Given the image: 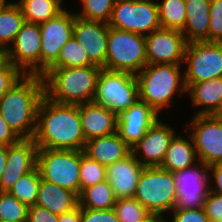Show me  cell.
<instances>
[{
	"label": "cell",
	"mask_w": 222,
	"mask_h": 222,
	"mask_svg": "<svg viewBox=\"0 0 222 222\" xmlns=\"http://www.w3.org/2000/svg\"><path fill=\"white\" fill-rule=\"evenodd\" d=\"M32 139L38 149L83 150L86 141L78 105L57 103L44 95Z\"/></svg>",
	"instance_id": "obj_1"
},
{
	"label": "cell",
	"mask_w": 222,
	"mask_h": 222,
	"mask_svg": "<svg viewBox=\"0 0 222 222\" xmlns=\"http://www.w3.org/2000/svg\"><path fill=\"white\" fill-rule=\"evenodd\" d=\"M43 96V77L24 75L0 99V115L20 139L33 138Z\"/></svg>",
	"instance_id": "obj_2"
},
{
	"label": "cell",
	"mask_w": 222,
	"mask_h": 222,
	"mask_svg": "<svg viewBox=\"0 0 222 222\" xmlns=\"http://www.w3.org/2000/svg\"><path fill=\"white\" fill-rule=\"evenodd\" d=\"M99 66L48 68L42 75L44 95L61 104L93 102Z\"/></svg>",
	"instance_id": "obj_3"
},
{
	"label": "cell",
	"mask_w": 222,
	"mask_h": 222,
	"mask_svg": "<svg viewBox=\"0 0 222 222\" xmlns=\"http://www.w3.org/2000/svg\"><path fill=\"white\" fill-rule=\"evenodd\" d=\"M180 67L177 64H147L136 74L139 99L146 102L157 114L171 105L173 94L177 90H180V94L186 92Z\"/></svg>",
	"instance_id": "obj_4"
},
{
	"label": "cell",
	"mask_w": 222,
	"mask_h": 222,
	"mask_svg": "<svg viewBox=\"0 0 222 222\" xmlns=\"http://www.w3.org/2000/svg\"><path fill=\"white\" fill-rule=\"evenodd\" d=\"M152 215L172 211L177 200L175 173L159 166L144 167L134 195Z\"/></svg>",
	"instance_id": "obj_5"
},
{
	"label": "cell",
	"mask_w": 222,
	"mask_h": 222,
	"mask_svg": "<svg viewBox=\"0 0 222 222\" xmlns=\"http://www.w3.org/2000/svg\"><path fill=\"white\" fill-rule=\"evenodd\" d=\"M147 65L143 35L109 27L104 69L138 74Z\"/></svg>",
	"instance_id": "obj_6"
},
{
	"label": "cell",
	"mask_w": 222,
	"mask_h": 222,
	"mask_svg": "<svg viewBox=\"0 0 222 222\" xmlns=\"http://www.w3.org/2000/svg\"><path fill=\"white\" fill-rule=\"evenodd\" d=\"M81 150L38 149L41 179L80 194Z\"/></svg>",
	"instance_id": "obj_7"
},
{
	"label": "cell",
	"mask_w": 222,
	"mask_h": 222,
	"mask_svg": "<svg viewBox=\"0 0 222 222\" xmlns=\"http://www.w3.org/2000/svg\"><path fill=\"white\" fill-rule=\"evenodd\" d=\"M139 100L136 75L128 72L101 69L93 102L117 115Z\"/></svg>",
	"instance_id": "obj_8"
},
{
	"label": "cell",
	"mask_w": 222,
	"mask_h": 222,
	"mask_svg": "<svg viewBox=\"0 0 222 222\" xmlns=\"http://www.w3.org/2000/svg\"><path fill=\"white\" fill-rule=\"evenodd\" d=\"M108 24L111 28L146 36L161 28L157 2L116 0Z\"/></svg>",
	"instance_id": "obj_9"
},
{
	"label": "cell",
	"mask_w": 222,
	"mask_h": 222,
	"mask_svg": "<svg viewBox=\"0 0 222 222\" xmlns=\"http://www.w3.org/2000/svg\"><path fill=\"white\" fill-rule=\"evenodd\" d=\"M183 63L186 89L195 83L222 77V42L195 41L187 43Z\"/></svg>",
	"instance_id": "obj_10"
},
{
	"label": "cell",
	"mask_w": 222,
	"mask_h": 222,
	"mask_svg": "<svg viewBox=\"0 0 222 222\" xmlns=\"http://www.w3.org/2000/svg\"><path fill=\"white\" fill-rule=\"evenodd\" d=\"M10 61L24 75H41V32L39 24L26 22L6 51Z\"/></svg>",
	"instance_id": "obj_11"
},
{
	"label": "cell",
	"mask_w": 222,
	"mask_h": 222,
	"mask_svg": "<svg viewBox=\"0 0 222 222\" xmlns=\"http://www.w3.org/2000/svg\"><path fill=\"white\" fill-rule=\"evenodd\" d=\"M189 128L198 160L212 165L222 161V115H194Z\"/></svg>",
	"instance_id": "obj_12"
},
{
	"label": "cell",
	"mask_w": 222,
	"mask_h": 222,
	"mask_svg": "<svg viewBox=\"0 0 222 222\" xmlns=\"http://www.w3.org/2000/svg\"><path fill=\"white\" fill-rule=\"evenodd\" d=\"M209 165L198 161L190 168L175 172L177 200L174 209L203 208L210 192Z\"/></svg>",
	"instance_id": "obj_13"
},
{
	"label": "cell",
	"mask_w": 222,
	"mask_h": 222,
	"mask_svg": "<svg viewBox=\"0 0 222 222\" xmlns=\"http://www.w3.org/2000/svg\"><path fill=\"white\" fill-rule=\"evenodd\" d=\"M75 14L63 10L39 24L41 32V76L57 60L61 48L73 37Z\"/></svg>",
	"instance_id": "obj_14"
},
{
	"label": "cell",
	"mask_w": 222,
	"mask_h": 222,
	"mask_svg": "<svg viewBox=\"0 0 222 222\" xmlns=\"http://www.w3.org/2000/svg\"><path fill=\"white\" fill-rule=\"evenodd\" d=\"M144 37L147 64H184L187 42L181 31L160 28Z\"/></svg>",
	"instance_id": "obj_15"
},
{
	"label": "cell",
	"mask_w": 222,
	"mask_h": 222,
	"mask_svg": "<svg viewBox=\"0 0 222 222\" xmlns=\"http://www.w3.org/2000/svg\"><path fill=\"white\" fill-rule=\"evenodd\" d=\"M109 24L102 21L85 20L75 15L73 37L84 48L89 60L104 69Z\"/></svg>",
	"instance_id": "obj_16"
},
{
	"label": "cell",
	"mask_w": 222,
	"mask_h": 222,
	"mask_svg": "<svg viewBox=\"0 0 222 222\" xmlns=\"http://www.w3.org/2000/svg\"><path fill=\"white\" fill-rule=\"evenodd\" d=\"M38 147L31 139L7 146L6 168L0 177V191L8 192L16 181L37 166Z\"/></svg>",
	"instance_id": "obj_17"
},
{
	"label": "cell",
	"mask_w": 222,
	"mask_h": 222,
	"mask_svg": "<svg viewBox=\"0 0 222 222\" xmlns=\"http://www.w3.org/2000/svg\"><path fill=\"white\" fill-rule=\"evenodd\" d=\"M158 114L144 101L138 100L117 115V132L132 149L158 120Z\"/></svg>",
	"instance_id": "obj_18"
},
{
	"label": "cell",
	"mask_w": 222,
	"mask_h": 222,
	"mask_svg": "<svg viewBox=\"0 0 222 222\" xmlns=\"http://www.w3.org/2000/svg\"><path fill=\"white\" fill-rule=\"evenodd\" d=\"M175 134L173 128L158 119L131 151L144 167L160 166Z\"/></svg>",
	"instance_id": "obj_19"
},
{
	"label": "cell",
	"mask_w": 222,
	"mask_h": 222,
	"mask_svg": "<svg viewBox=\"0 0 222 222\" xmlns=\"http://www.w3.org/2000/svg\"><path fill=\"white\" fill-rule=\"evenodd\" d=\"M143 168L132 152L124 159L106 167V180L116 199L134 197Z\"/></svg>",
	"instance_id": "obj_20"
},
{
	"label": "cell",
	"mask_w": 222,
	"mask_h": 222,
	"mask_svg": "<svg viewBox=\"0 0 222 222\" xmlns=\"http://www.w3.org/2000/svg\"><path fill=\"white\" fill-rule=\"evenodd\" d=\"M85 141L117 132V114L94 102L78 104Z\"/></svg>",
	"instance_id": "obj_21"
},
{
	"label": "cell",
	"mask_w": 222,
	"mask_h": 222,
	"mask_svg": "<svg viewBox=\"0 0 222 222\" xmlns=\"http://www.w3.org/2000/svg\"><path fill=\"white\" fill-rule=\"evenodd\" d=\"M83 151L104 167L124 159L132 152L118 132L86 141Z\"/></svg>",
	"instance_id": "obj_22"
},
{
	"label": "cell",
	"mask_w": 222,
	"mask_h": 222,
	"mask_svg": "<svg viewBox=\"0 0 222 222\" xmlns=\"http://www.w3.org/2000/svg\"><path fill=\"white\" fill-rule=\"evenodd\" d=\"M190 93L193 106H203L196 115H222V77L191 84Z\"/></svg>",
	"instance_id": "obj_23"
},
{
	"label": "cell",
	"mask_w": 222,
	"mask_h": 222,
	"mask_svg": "<svg viewBox=\"0 0 222 222\" xmlns=\"http://www.w3.org/2000/svg\"><path fill=\"white\" fill-rule=\"evenodd\" d=\"M211 0H185L186 22L181 31L187 43L208 41Z\"/></svg>",
	"instance_id": "obj_24"
},
{
	"label": "cell",
	"mask_w": 222,
	"mask_h": 222,
	"mask_svg": "<svg viewBox=\"0 0 222 222\" xmlns=\"http://www.w3.org/2000/svg\"><path fill=\"white\" fill-rule=\"evenodd\" d=\"M36 205L61 215L79 205L78 195L54 183L40 179Z\"/></svg>",
	"instance_id": "obj_25"
},
{
	"label": "cell",
	"mask_w": 222,
	"mask_h": 222,
	"mask_svg": "<svg viewBox=\"0 0 222 222\" xmlns=\"http://www.w3.org/2000/svg\"><path fill=\"white\" fill-rule=\"evenodd\" d=\"M184 138L180 135L173 137L159 167L175 173L190 168L199 161L191 135V140Z\"/></svg>",
	"instance_id": "obj_26"
},
{
	"label": "cell",
	"mask_w": 222,
	"mask_h": 222,
	"mask_svg": "<svg viewBox=\"0 0 222 222\" xmlns=\"http://www.w3.org/2000/svg\"><path fill=\"white\" fill-rule=\"evenodd\" d=\"M24 23L25 18L18 2L7 3L0 11V48L7 51Z\"/></svg>",
	"instance_id": "obj_27"
},
{
	"label": "cell",
	"mask_w": 222,
	"mask_h": 222,
	"mask_svg": "<svg viewBox=\"0 0 222 222\" xmlns=\"http://www.w3.org/2000/svg\"><path fill=\"white\" fill-rule=\"evenodd\" d=\"M79 206L92 210H109L114 207L116 198L107 180L84 188L79 196Z\"/></svg>",
	"instance_id": "obj_28"
},
{
	"label": "cell",
	"mask_w": 222,
	"mask_h": 222,
	"mask_svg": "<svg viewBox=\"0 0 222 222\" xmlns=\"http://www.w3.org/2000/svg\"><path fill=\"white\" fill-rule=\"evenodd\" d=\"M63 0H20L19 6L26 22L41 24L57 16Z\"/></svg>",
	"instance_id": "obj_29"
},
{
	"label": "cell",
	"mask_w": 222,
	"mask_h": 222,
	"mask_svg": "<svg viewBox=\"0 0 222 222\" xmlns=\"http://www.w3.org/2000/svg\"><path fill=\"white\" fill-rule=\"evenodd\" d=\"M161 28L182 31L186 22L185 0H163L157 3Z\"/></svg>",
	"instance_id": "obj_30"
},
{
	"label": "cell",
	"mask_w": 222,
	"mask_h": 222,
	"mask_svg": "<svg viewBox=\"0 0 222 222\" xmlns=\"http://www.w3.org/2000/svg\"><path fill=\"white\" fill-rule=\"evenodd\" d=\"M40 179L36 166L32 171L22 175L8 192L27 206H33L37 201Z\"/></svg>",
	"instance_id": "obj_31"
},
{
	"label": "cell",
	"mask_w": 222,
	"mask_h": 222,
	"mask_svg": "<svg viewBox=\"0 0 222 222\" xmlns=\"http://www.w3.org/2000/svg\"><path fill=\"white\" fill-rule=\"evenodd\" d=\"M95 66L88 58L84 48L72 37L61 48L57 60L49 68Z\"/></svg>",
	"instance_id": "obj_32"
},
{
	"label": "cell",
	"mask_w": 222,
	"mask_h": 222,
	"mask_svg": "<svg viewBox=\"0 0 222 222\" xmlns=\"http://www.w3.org/2000/svg\"><path fill=\"white\" fill-rule=\"evenodd\" d=\"M29 206L20 202L9 192L0 191V220L27 222Z\"/></svg>",
	"instance_id": "obj_33"
},
{
	"label": "cell",
	"mask_w": 222,
	"mask_h": 222,
	"mask_svg": "<svg viewBox=\"0 0 222 222\" xmlns=\"http://www.w3.org/2000/svg\"><path fill=\"white\" fill-rule=\"evenodd\" d=\"M119 222H142L150 213L136 198H119L113 207Z\"/></svg>",
	"instance_id": "obj_34"
},
{
	"label": "cell",
	"mask_w": 222,
	"mask_h": 222,
	"mask_svg": "<svg viewBox=\"0 0 222 222\" xmlns=\"http://www.w3.org/2000/svg\"><path fill=\"white\" fill-rule=\"evenodd\" d=\"M80 192L87 187L106 180V167L90 158L81 150Z\"/></svg>",
	"instance_id": "obj_35"
},
{
	"label": "cell",
	"mask_w": 222,
	"mask_h": 222,
	"mask_svg": "<svg viewBox=\"0 0 222 222\" xmlns=\"http://www.w3.org/2000/svg\"><path fill=\"white\" fill-rule=\"evenodd\" d=\"M82 11L76 16L85 20L102 21L109 23L112 9L116 0H81Z\"/></svg>",
	"instance_id": "obj_36"
},
{
	"label": "cell",
	"mask_w": 222,
	"mask_h": 222,
	"mask_svg": "<svg viewBox=\"0 0 222 222\" xmlns=\"http://www.w3.org/2000/svg\"><path fill=\"white\" fill-rule=\"evenodd\" d=\"M208 42H222V0H211Z\"/></svg>",
	"instance_id": "obj_37"
},
{
	"label": "cell",
	"mask_w": 222,
	"mask_h": 222,
	"mask_svg": "<svg viewBox=\"0 0 222 222\" xmlns=\"http://www.w3.org/2000/svg\"><path fill=\"white\" fill-rule=\"evenodd\" d=\"M24 74L10 61L5 60L0 65V99L15 85Z\"/></svg>",
	"instance_id": "obj_38"
},
{
	"label": "cell",
	"mask_w": 222,
	"mask_h": 222,
	"mask_svg": "<svg viewBox=\"0 0 222 222\" xmlns=\"http://www.w3.org/2000/svg\"><path fill=\"white\" fill-rule=\"evenodd\" d=\"M172 222H210L204 208L173 209Z\"/></svg>",
	"instance_id": "obj_39"
},
{
	"label": "cell",
	"mask_w": 222,
	"mask_h": 222,
	"mask_svg": "<svg viewBox=\"0 0 222 222\" xmlns=\"http://www.w3.org/2000/svg\"><path fill=\"white\" fill-rule=\"evenodd\" d=\"M81 222H119L114 209L92 210L81 208Z\"/></svg>",
	"instance_id": "obj_40"
},
{
	"label": "cell",
	"mask_w": 222,
	"mask_h": 222,
	"mask_svg": "<svg viewBox=\"0 0 222 222\" xmlns=\"http://www.w3.org/2000/svg\"><path fill=\"white\" fill-rule=\"evenodd\" d=\"M203 208L210 222H216L222 218V195L209 192Z\"/></svg>",
	"instance_id": "obj_41"
},
{
	"label": "cell",
	"mask_w": 222,
	"mask_h": 222,
	"mask_svg": "<svg viewBox=\"0 0 222 222\" xmlns=\"http://www.w3.org/2000/svg\"><path fill=\"white\" fill-rule=\"evenodd\" d=\"M58 216L39 205L29 206L27 222H58Z\"/></svg>",
	"instance_id": "obj_42"
},
{
	"label": "cell",
	"mask_w": 222,
	"mask_h": 222,
	"mask_svg": "<svg viewBox=\"0 0 222 222\" xmlns=\"http://www.w3.org/2000/svg\"><path fill=\"white\" fill-rule=\"evenodd\" d=\"M20 138L11 130L0 115V145L10 146L16 144Z\"/></svg>",
	"instance_id": "obj_43"
},
{
	"label": "cell",
	"mask_w": 222,
	"mask_h": 222,
	"mask_svg": "<svg viewBox=\"0 0 222 222\" xmlns=\"http://www.w3.org/2000/svg\"><path fill=\"white\" fill-rule=\"evenodd\" d=\"M209 170L216 183V187H210V192L222 195V161L210 165Z\"/></svg>",
	"instance_id": "obj_44"
},
{
	"label": "cell",
	"mask_w": 222,
	"mask_h": 222,
	"mask_svg": "<svg viewBox=\"0 0 222 222\" xmlns=\"http://www.w3.org/2000/svg\"><path fill=\"white\" fill-rule=\"evenodd\" d=\"M58 222H81V207L65 212L58 216Z\"/></svg>",
	"instance_id": "obj_45"
},
{
	"label": "cell",
	"mask_w": 222,
	"mask_h": 222,
	"mask_svg": "<svg viewBox=\"0 0 222 222\" xmlns=\"http://www.w3.org/2000/svg\"><path fill=\"white\" fill-rule=\"evenodd\" d=\"M7 160V146L0 145V177L3 174L4 169L6 168Z\"/></svg>",
	"instance_id": "obj_46"
},
{
	"label": "cell",
	"mask_w": 222,
	"mask_h": 222,
	"mask_svg": "<svg viewBox=\"0 0 222 222\" xmlns=\"http://www.w3.org/2000/svg\"><path fill=\"white\" fill-rule=\"evenodd\" d=\"M142 222H166L164 217L158 216V215H152L150 214L144 221Z\"/></svg>",
	"instance_id": "obj_47"
},
{
	"label": "cell",
	"mask_w": 222,
	"mask_h": 222,
	"mask_svg": "<svg viewBox=\"0 0 222 222\" xmlns=\"http://www.w3.org/2000/svg\"><path fill=\"white\" fill-rule=\"evenodd\" d=\"M6 60V51L0 48V65Z\"/></svg>",
	"instance_id": "obj_48"
},
{
	"label": "cell",
	"mask_w": 222,
	"mask_h": 222,
	"mask_svg": "<svg viewBox=\"0 0 222 222\" xmlns=\"http://www.w3.org/2000/svg\"><path fill=\"white\" fill-rule=\"evenodd\" d=\"M8 2L6 0H0V11L6 6Z\"/></svg>",
	"instance_id": "obj_49"
},
{
	"label": "cell",
	"mask_w": 222,
	"mask_h": 222,
	"mask_svg": "<svg viewBox=\"0 0 222 222\" xmlns=\"http://www.w3.org/2000/svg\"><path fill=\"white\" fill-rule=\"evenodd\" d=\"M216 222H222V218H220L219 220H217Z\"/></svg>",
	"instance_id": "obj_50"
}]
</instances>
